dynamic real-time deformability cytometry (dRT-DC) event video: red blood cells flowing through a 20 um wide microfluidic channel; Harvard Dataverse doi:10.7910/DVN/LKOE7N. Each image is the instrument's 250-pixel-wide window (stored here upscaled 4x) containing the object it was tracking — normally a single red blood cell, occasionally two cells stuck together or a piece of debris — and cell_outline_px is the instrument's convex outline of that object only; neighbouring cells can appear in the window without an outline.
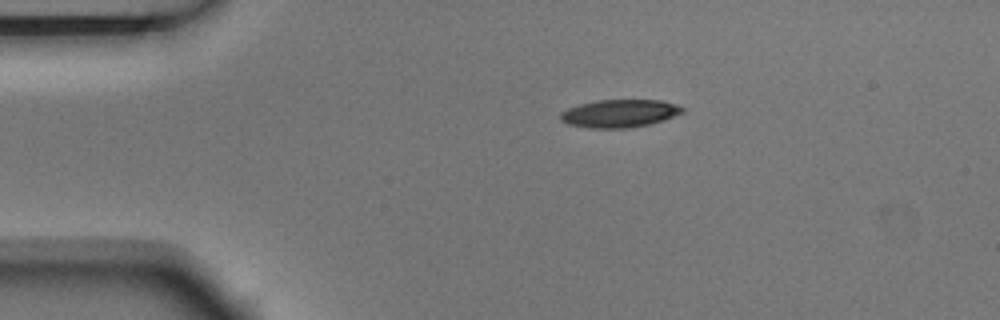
{"species": "Egyptian fruit bat (a non-hibernating species)", "species_latin": "Rousettus aegyptiacus", "temperature_condition": "room temperature", "stored_images_in_passage": 3, "camera_frame_rate_fps": 3000, "um_per_image_px": 0.085, "animal": {"sex": "male"}, "frame": {"image": 1, "passage_image": 1, "time_ms": 0.0, "image_size_px": [1000, 320], "cell_outline_px": [[684, 112], [664, 120], [648, 124], [628, 128], [588, 128], [568, 124], [560, 120], [560, 112], [568, 108], [580, 104], [600, 100], [660, 100], [676, 104], [684, 108]], "centroid_in_image_um": [52.65, 9.64], "position_along_channel_um": 32.3, "area_um2": 19.77}}
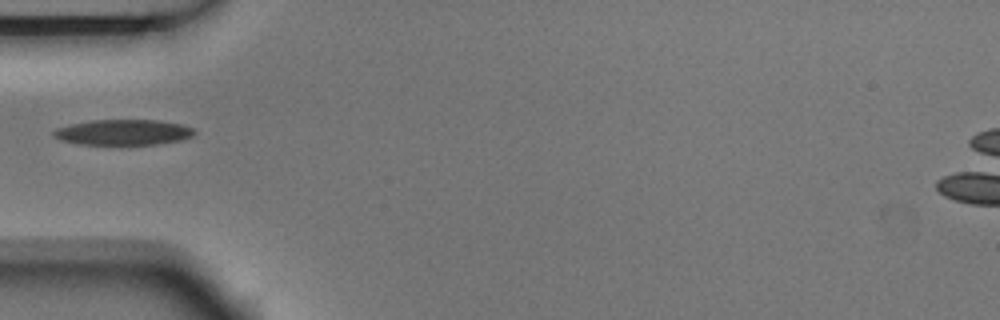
{"frame": {"image": 2, "passage_image": 3, "time_ms": 0.667, "image_size_px": [1000, 320], "cell_outline_px": [[196, 132], [192, 136], [180, 140], [156, 144], [80, 144], [60, 140], [52, 136], [52, 132], [56, 128], [72, 124], [92, 120], [156, 120], [180, 124], [192, 128]], "centroid_in_image_um": [10.45, 11.24], "position_along_channel_um": 74.6, "area_um2": 20.75}}